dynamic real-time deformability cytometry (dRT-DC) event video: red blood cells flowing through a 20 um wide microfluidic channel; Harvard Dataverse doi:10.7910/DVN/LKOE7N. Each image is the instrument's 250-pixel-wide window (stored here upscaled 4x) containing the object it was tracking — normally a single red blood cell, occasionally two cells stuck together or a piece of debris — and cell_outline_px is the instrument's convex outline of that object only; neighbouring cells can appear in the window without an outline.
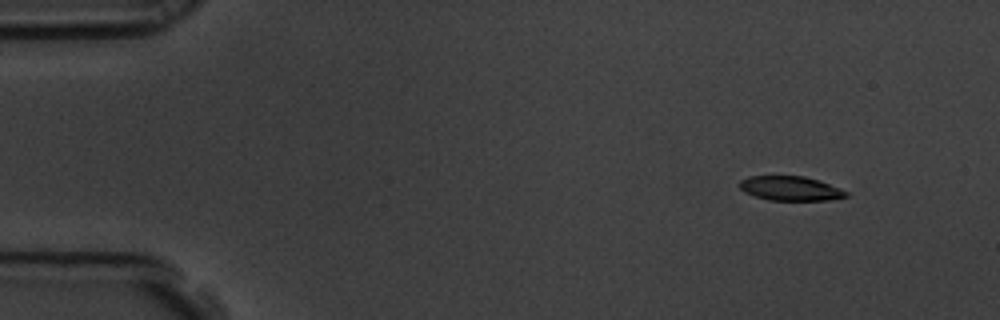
{"species": "common noctule bat (a hibernating species)", "species_latin": "Nyctalus noctula", "temperature_condition": "room temperature", "stored_images_in_passage": 10, "camera_frame_rate_fps": 3000, "um_per_image_px": 0.085, "animal": {"sex": "male", "body_mass_g": 19.5, "forearm_length_mm": 54.6}, "frame": {"image": 1, "passage_image": 1, "time_ms": 0.0, "image_size_px": [1000, 320], "cell_outline_px": [[848, 196], [828, 200], [768, 200], [744, 192], [740, 188], [740, 180], [748, 176], [804, 176], [820, 180], [840, 188], [848, 192]], "centroid_in_image_um": [67.2, 16.01], "position_along_channel_um": 17.8, "area_um2": 15.14}}
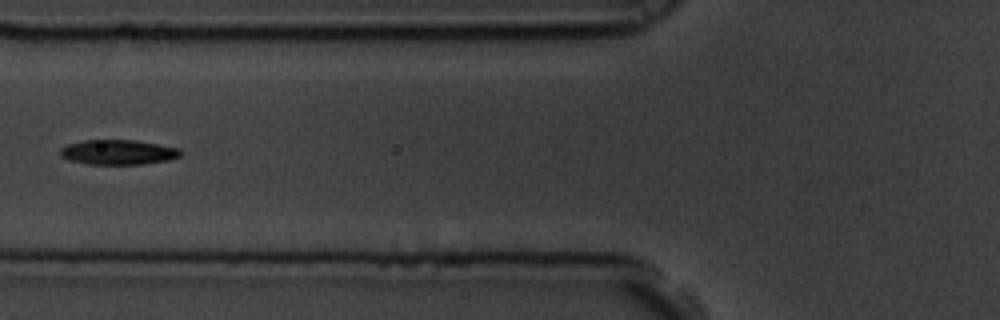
{"frame": {"image": 2, "passage_image": 6, "time_ms": 1.667, "image_size_px": [1000, 320], "cell_outline_px": [[184, 152], [180, 156], [168, 160], [144, 164], [88, 164], [72, 160], [60, 156], [60, 148], [68, 144], [84, 140], [132, 140], [180, 148]], "centroid_in_image_um": [10.06, 12.94], "position_along_channel_um": 115.7, "area_um2": 17.34}}
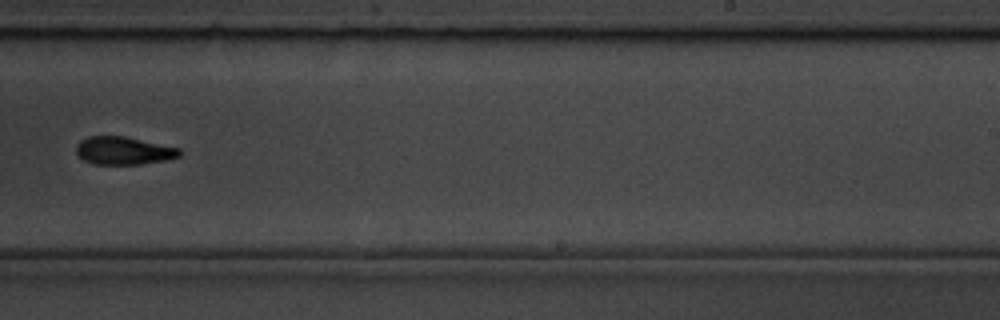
{"frame": {"image": 3, "passage_image": 10, "time_ms": 3.0, "image_size_px": [1000, 320], "cell_outline_px": [[180, 156], [164, 160], [140, 164], [92, 164], [84, 160], [76, 152], [76, 144], [80, 140], [88, 136], [124, 136], [180, 148]], "centroid_in_image_um": [10.47, 12.8], "position_along_channel_um": 278.5, "area_um2": 16.7}}